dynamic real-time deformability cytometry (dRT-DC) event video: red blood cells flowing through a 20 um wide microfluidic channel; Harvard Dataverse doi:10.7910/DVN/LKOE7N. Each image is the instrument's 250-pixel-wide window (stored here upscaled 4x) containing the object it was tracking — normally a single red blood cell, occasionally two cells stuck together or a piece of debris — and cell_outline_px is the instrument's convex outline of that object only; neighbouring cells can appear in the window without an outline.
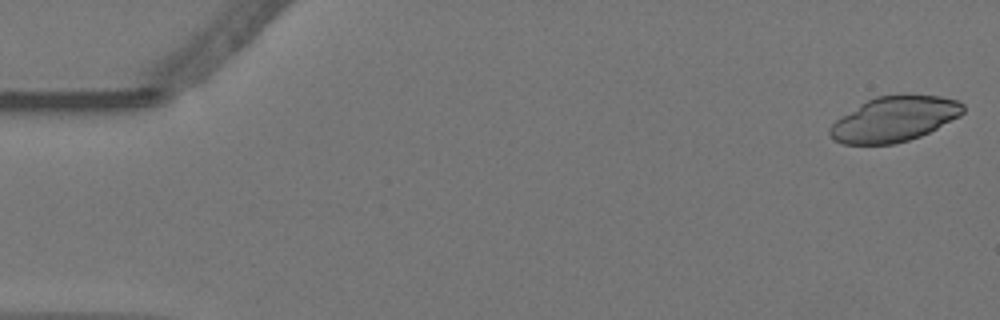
{"species": "Egyptian fruit bat (a non-hibernating species)", "species_latin": "Rousettus aegyptiacus", "temperature_condition": "warm", "stored_images_in_passage": 15, "camera_frame_rate_fps": 3000, "um_per_image_px": 0.085, "animal": {"sex": "female"}, "frame": {"image": 1, "passage_image": 1, "time_ms": 0.0, "image_size_px": [1000, 320], "cell_outline_px": [[964, 112], [960, 116], [920, 136], [908, 140], [892, 144], [844, 144], [836, 140], [828, 132], [828, 128], [836, 120], [860, 104], [876, 96], [940, 96], [956, 100], [964, 104]], "centroid_in_image_um": [76.02, 10.13], "position_along_channel_um": 9.0, "area_um2": 34.33}}